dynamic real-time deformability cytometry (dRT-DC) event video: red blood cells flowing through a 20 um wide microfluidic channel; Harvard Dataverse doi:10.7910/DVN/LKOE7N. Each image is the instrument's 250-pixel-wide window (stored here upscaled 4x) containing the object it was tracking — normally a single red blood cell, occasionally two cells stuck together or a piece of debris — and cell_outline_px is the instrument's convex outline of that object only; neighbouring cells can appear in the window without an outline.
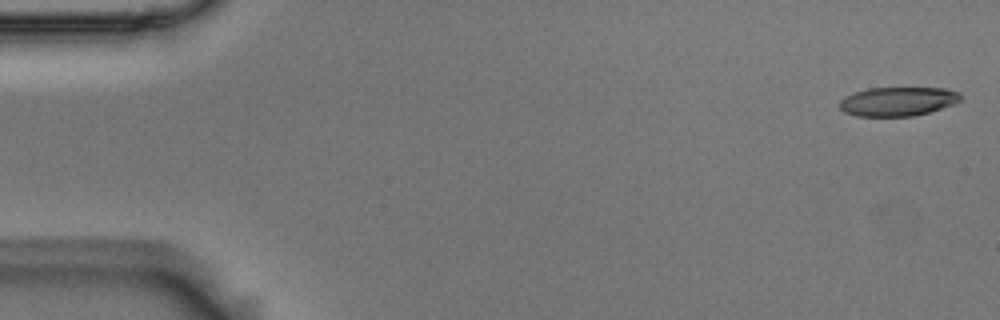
{"species": "Egyptian fruit bat (a non-hibernating species)", "species_latin": "Rousettus aegyptiacus", "temperature_condition": "room temperature", "stored_images_in_passage": 53, "camera_frame_rate_fps": 3000, "um_per_image_px": 0.085, "animal": {"sex": "male"}, "frame": {"image": 1, "passage_image": 1, "time_ms": 0.0, "image_size_px": [1000, 320], "cell_outline_px": [[960, 100], [952, 104], [928, 112], [912, 116], [856, 116], [844, 112], [840, 108], [840, 100], [844, 96], [868, 88], [948, 88], [960, 92]], "centroid_in_image_um": [76.29, 8.61], "position_along_channel_um": 8.7, "area_um2": 20.35}}
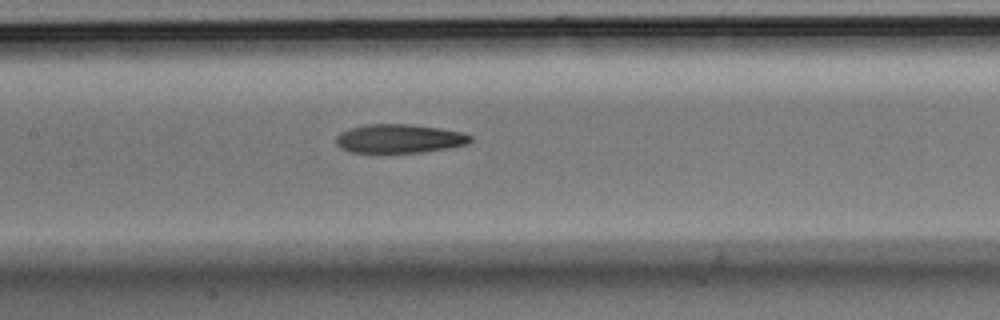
{"frame": {"image": 2, "passage_image": 25, "time_ms": 8.0, "image_size_px": [1000, 320], "cell_outline_px": [[472, 140], [468, 144], [448, 148], [420, 152], [352, 152], [340, 148], [336, 144], [336, 136], [340, 132], [348, 128], [364, 124], [412, 124], [440, 128], [464, 132], [472, 136]], "centroid_in_image_um": [33.94, 11.77], "position_along_channel_um": 173.5, "area_um2": 22.72}}
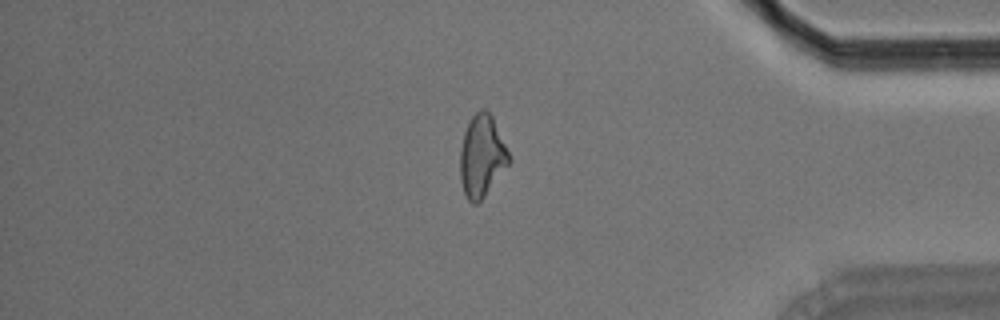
{"frame": {"image": 3, "passage_image": 45, "time_ms": 14.667, "image_size_px": [1000, 320], "cell_outline_px": [[512, 160], [484, 196], [476, 204], [472, 204], [468, 200], [464, 192], [460, 180], [460, 148], [464, 132], [472, 116], [480, 108], [488, 108], [492, 116]], "centroid_in_image_um": [40.95, 13.25], "position_along_channel_um": 394.3, "area_um2": 23.24}, "authors_computed_cell_mechanics": {"area_um2": 23.0622, "velocity_mm_per_s": 3.7154, "shape_relaxation_time_tau1_ms": null, "shape_relaxation_time_tau2_ms": 6.7403, "deformation_change_tau1": null, "deformation_change_tau2": 0.1861}}